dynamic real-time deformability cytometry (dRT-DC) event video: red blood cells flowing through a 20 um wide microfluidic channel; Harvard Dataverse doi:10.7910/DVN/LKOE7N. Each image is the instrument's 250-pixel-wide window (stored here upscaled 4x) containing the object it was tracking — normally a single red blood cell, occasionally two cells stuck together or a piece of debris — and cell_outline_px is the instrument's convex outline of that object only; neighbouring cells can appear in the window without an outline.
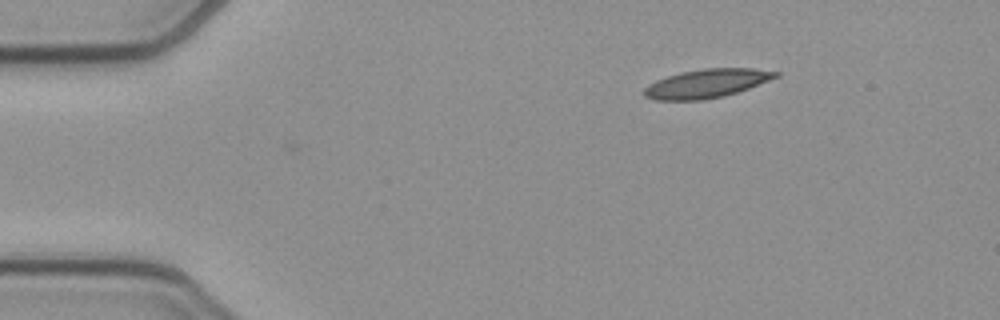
{"species": "common noctule bat (a hibernating species)", "species_latin": "Nyctalus noctula", "temperature_condition": "cold", "stored_images_in_passage": 2, "camera_frame_rate_fps": 3000, "um_per_image_px": 0.085, "animal": {"sex": "female", "body_mass_g": 21.9}, "frame": {"image": 1, "passage_image": 1, "time_ms": 0.0, "image_size_px": [1000, 320], "cell_outline_px": [[780, 76], [748, 88], [724, 96], [704, 100], [656, 100], [644, 96], [644, 88], [648, 84], [656, 80], [680, 72], [704, 68], [756, 68], [780, 72]], "centroid_in_image_um": [60.07, 7.09], "position_along_channel_um": 24.9, "area_um2": 22.02}}